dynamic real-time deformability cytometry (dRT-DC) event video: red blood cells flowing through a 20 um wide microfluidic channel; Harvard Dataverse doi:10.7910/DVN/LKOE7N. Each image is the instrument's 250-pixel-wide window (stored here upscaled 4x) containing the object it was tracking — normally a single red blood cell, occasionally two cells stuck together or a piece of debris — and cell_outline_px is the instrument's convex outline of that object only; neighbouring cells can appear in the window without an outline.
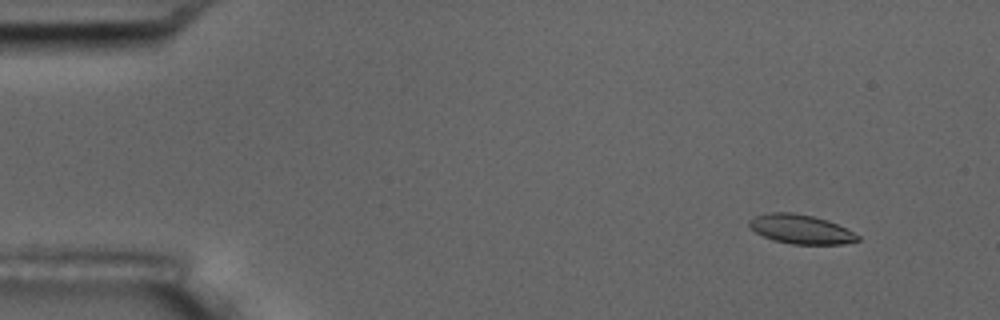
{"species": "common noctule bat (a hibernating species)", "species_latin": "Nyctalus noctula", "temperature_condition": "room temperature", "stored_images_in_passage": 4, "camera_frame_rate_fps": 3000, "um_per_image_px": 0.085, "animal": {"sex": "male", "body_mass_g": 17.5, "forearm_length_mm": 52.3}, "frame": {"image": 1, "passage_image": 1, "time_ms": 0.0, "image_size_px": [1000, 320], "cell_outline_px": [[860, 240], [844, 244], [792, 244], [772, 240], [756, 232], [748, 224], [748, 220], [756, 216], [768, 212], [792, 212], [812, 216], [828, 220], [860, 236]], "centroid_in_image_um": [68.05, 19.48], "position_along_channel_um": 16.9, "area_um2": 18.32}}
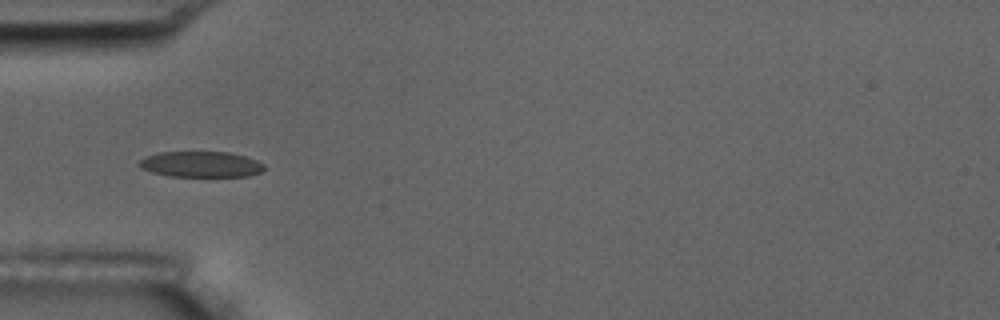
{"frame": {"image": 2, "passage_image": 4, "time_ms": 4.333, "image_size_px": [1000, 320], "cell_outline_px": [[264, 168], [260, 172], [248, 176], [168, 176], [152, 172], [140, 168], [136, 164], [144, 156], [160, 152], [228, 152], [244, 156], [256, 160], [264, 164]], "centroid_in_image_um": [17.02, 13.96], "position_along_channel_um": 68.0, "area_um2": 18.79}}